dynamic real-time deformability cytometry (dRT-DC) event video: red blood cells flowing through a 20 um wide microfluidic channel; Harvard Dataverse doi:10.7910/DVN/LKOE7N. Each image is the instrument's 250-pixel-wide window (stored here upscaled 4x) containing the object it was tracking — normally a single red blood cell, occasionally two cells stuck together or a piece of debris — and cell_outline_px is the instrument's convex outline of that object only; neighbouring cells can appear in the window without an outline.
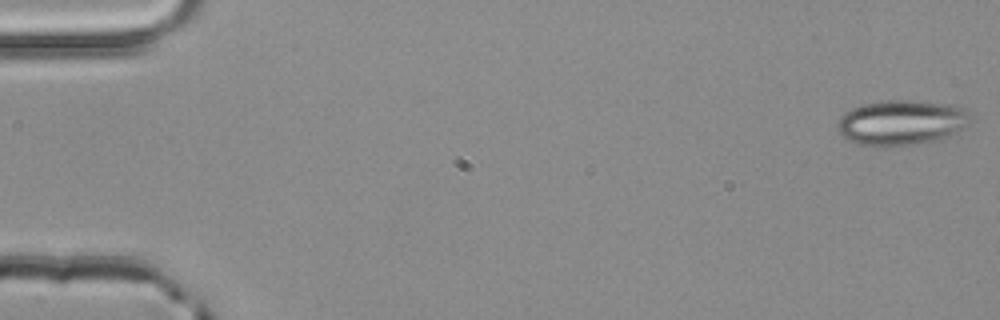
{"species": "common noctule bat (a hibernating species)", "species_latin": "Nyctalus noctula", "temperature_condition": "room temperature", "stored_images_in_passage": 52, "segment_of_instrument_passage": [1, 2], "camera_frame_rate_fps": 3000, "um_per_image_px": 0.085, "animal": {"sex": "male", "body_mass_g": 20.4}, "frame": {"image": 1, "passage_image": 1, "time_ms": 0.0, "image_size_px": [1000, 320], "cell_outline_px": [[972, 112], [968, 124], [952, 136], [940, 140], [916, 144], [880, 148], [872, 148], [848, 140], [840, 132], [840, 116], [844, 112], [852, 108], [864, 104], [888, 100], [916, 100], [952, 104], [964, 108]], "centroid_in_image_um": [76.69, 10.43], "position_along_channel_um": 8.3, "area_um2": 35.55}}
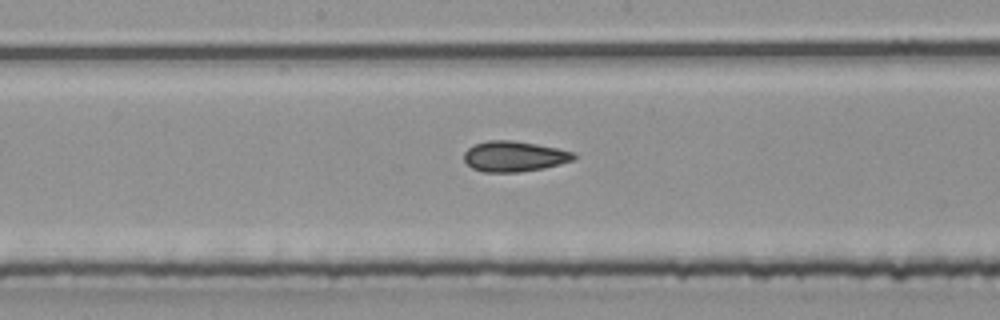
{"frame": {"image": 2, "passage_image": 27, "time_ms": 8.667, "image_size_px": [1000, 320], "cell_outline_px": [[576, 156], [572, 160], [560, 164], [544, 168], [516, 172], [484, 172], [472, 168], [464, 160], [464, 152], [472, 144], [488, 140], [512, 140], [536, 144], [556, 148], [572, 152]], "centroid_in_image_um": [43.66, 13.28], "position_along_channel_um": 204.5, "area_um2": 19.42}}
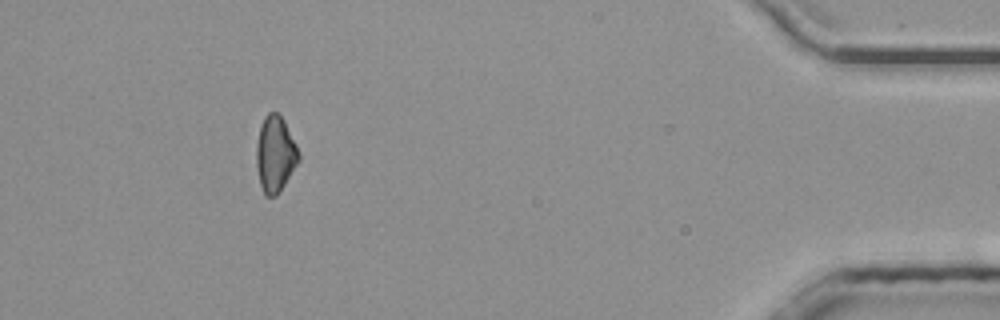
{"frame": {"image": 3, "passage_image": 47, "time_ms": 15.333, "image_size_px": [1000, 320], "cell_outline_px": [[300, 160], [276, 196], [268, 196], [264, 192], [260, 184], [256, 164], [256, 144], [260, 124], [264, 116], [268, 112], [276, 112], [284, 120], [296, 144], [300, 156]], "centroid_in_image_um": [23.38, 13.06], "position_along_channel_um": 411.8, "area_um2": 18.67}}